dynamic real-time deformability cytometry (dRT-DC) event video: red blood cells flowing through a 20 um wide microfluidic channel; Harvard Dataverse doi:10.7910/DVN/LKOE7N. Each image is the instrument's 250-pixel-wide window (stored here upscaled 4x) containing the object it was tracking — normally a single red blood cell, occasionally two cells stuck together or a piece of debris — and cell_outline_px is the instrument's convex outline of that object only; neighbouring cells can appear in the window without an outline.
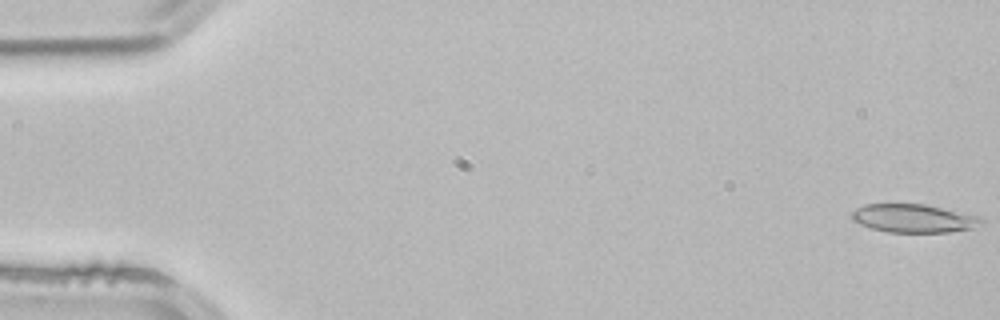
{"species": "common noctule bat (a hibernating species)", "species_latin": "Nyctalus noctula", "temperature_condition": "room temperature", "stored_images_in_passage": 52, "camera_frame_rate_fps": 3000, "um_per_image_px": 0.085, "animal": {"sex": "male", "body_mass_g": 21.5, "forearm_length_mm": 52.0}, "frame": {"image": 1, "passage_image": 1, "time_ms": 0.0, "image_size_px": [1000, 320], "cell_outline_px": [[984, 224], [972, 228], [948, 232], [888, 232], [872, 228], [860, 224], [852, 220], [852, 212], [856, 208], [864, 204], [924, 204], [980, 216], [984, 220]], "centroid_in_image_um": [77.68, 18.56], "position_along_channel_um": 7.3, "area_um2": 21.39}}
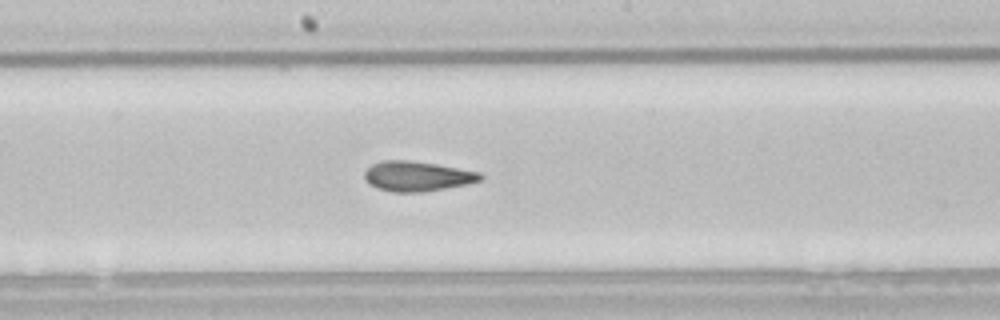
{"frame": {"image": 2, "passage_image": 28, "time_ms": 9.0, "image_size_px": [1000, 320], "cell_outline_px": [[484, 176], [480, 180], [464, 184], [424, 192], [392, 192], [376, 188], [368, 184], [364, 176], [364, 172], [372, 164], [380, 160], [408, 160], [436, 164], [480, 172]], "centroid_in_image_um": [35.41, 14.97], "position_along_channel_um": 212.8, "area_um2": 20.17}}
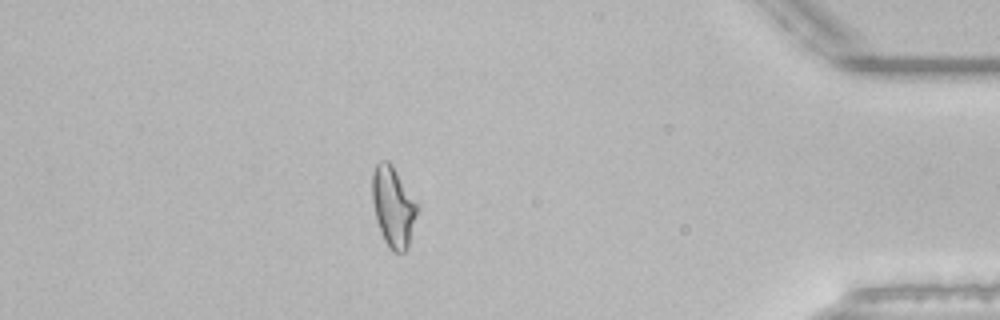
{"frame": {"image": 3, "passage_image": 46, "time_ms": 15.0, "image_size_px": [1000, 320], "cell_outline_px": [[416, 216], [408, 248], [404, 252], [392, 252], [388, 248], [380, 232], [376, 220], [372, 200], [372, 172], [376, 164], [380, 160], [388, 160], [392, 164], [416, 204]], "centroid_in_image_um": [33.38, 17.59], "position_along_channel_um": 401.8, "area_um2": 20.81}, "authors_computed_cell_mechanics": {"area_um2": 20.8369, "velocity_mm_per_s": 3.8875, "shape_relaxation_time_tau1_ms": null, "shape_relaxation_time_tau2_ms": 1.4449, "deformation_change_tau1": null, "deformation_change_tau2": 0.0725}}